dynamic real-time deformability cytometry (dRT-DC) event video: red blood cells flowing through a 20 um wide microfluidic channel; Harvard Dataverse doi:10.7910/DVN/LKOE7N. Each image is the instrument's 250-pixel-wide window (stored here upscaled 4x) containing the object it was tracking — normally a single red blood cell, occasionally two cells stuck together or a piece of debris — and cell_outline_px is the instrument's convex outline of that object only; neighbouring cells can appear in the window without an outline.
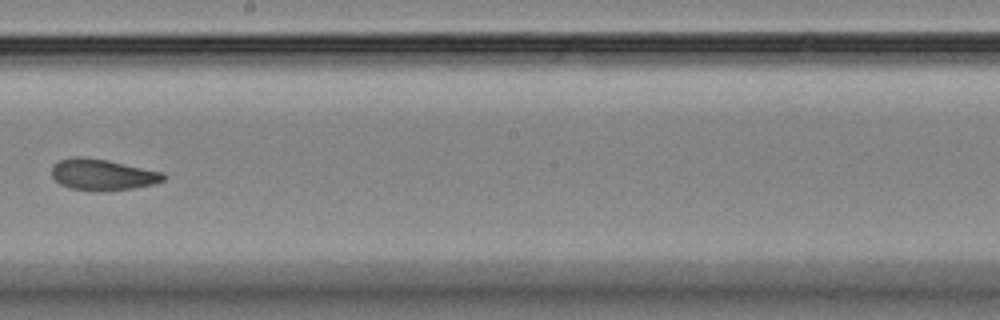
{"species": "Egyptian fruit bat (a non-hibernating species)", "species_latin": "Rousettus aegyptiacus", "temperature_condition": "room temperature", "stored_images_in_passage": 15, "camera_frame_rate_fps": 3000, "um_per_image_px": 0.085, "animal": {"sex": "female"}, "frame": {"image": 1, "passage_image": 9, "time_ms": 10.333, "image_size_px": [1000, 320], "cell_outline_px": [[168, 176], [164, 180], [152, 184], [132, 188], [68, 188], [60, 184], [52, 176], [52, 164], [60, 160], [72, 156], [76, 156], [108, 160], [164, 172]], "centroid_in_image_um": [8.72, 14.79], "position_along_channel_um": 239.5, "area_um2": 19.59}}
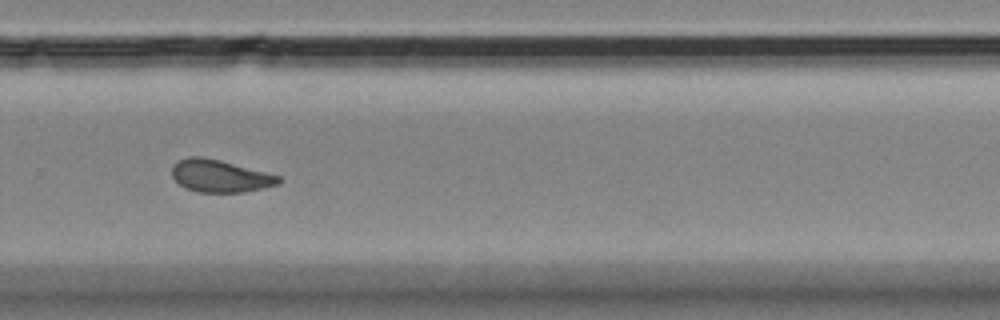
{"frame": {"image": 2, "passage_image": 11, "time_ms": 12.333, "image_size_px": [1000, 320], "cell_outline_px": [[284, 180], [280, 184], [264, 188], [244, 192], [196, 192], [184, 188], [172, 176], [172, 164], [188, 156], [200, 156], [220, 160], [280, 176]], "centroid_in_image_um": [18.71, 14.96], "position_along_channel_um": 311.1, "area_um2": 20.23}}